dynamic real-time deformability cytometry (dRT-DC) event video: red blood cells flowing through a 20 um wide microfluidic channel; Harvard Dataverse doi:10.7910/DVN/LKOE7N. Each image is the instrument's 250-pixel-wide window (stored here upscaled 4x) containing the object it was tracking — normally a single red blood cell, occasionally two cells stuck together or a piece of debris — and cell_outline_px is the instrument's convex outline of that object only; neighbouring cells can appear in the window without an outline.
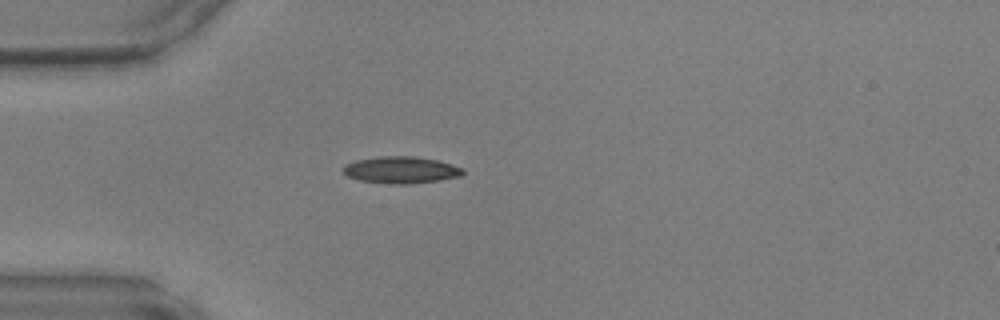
{"species": "common noctule bat (a hibernating species)", "species_latin": "Nyctalus noctula", "temperature_condition": "warm", "stored_images_in_passage": 35, "camera_frame_rate_fps": 3000, "um_per_image_px": 0.085, "animal": {"sex": "male", "body_mass_g": 17.9, "forearm_length_mm": 54.2}, "frame": {"image": 1, "passage_image": 1, "time_ms": 0.0, "image_size_px": [1000, 320], "cell_outline_px": [[464, 172], [460, 176], [440, 180], [408, 184], [392, 184], [360, 180], [348, 176], [340, 172], [340, 168], [344, 164], [356, 160], [380, 156], [412, 156], [436, 160], [452, 164], [464, 168]], "centroid_in_image_um": [34.04, 14.44], "position_along_channel_um": 51.0, "area_um2": 18.84}}
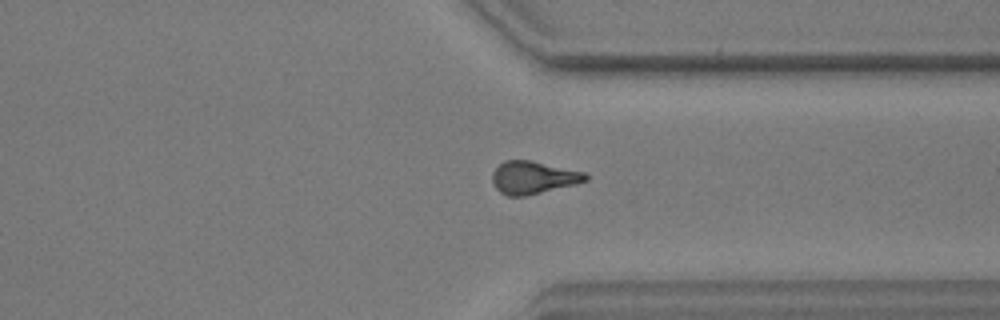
{"frame": {"image": 2, "passage_image": 24, "time_ms": 7.667, "image_size_px": [1000, 320], "cell_outline_px": [[588, 180], [576, 184], [524, 196], [508, 196], [500, 192], [492, 184], [492, 172], [504, 160], [528, 160], [584, 172], [588, 176]], "centroid_in_image_um": [45.29, 15.09], "position_along_channel_um": 366.1, "area_um2": 17.57}}
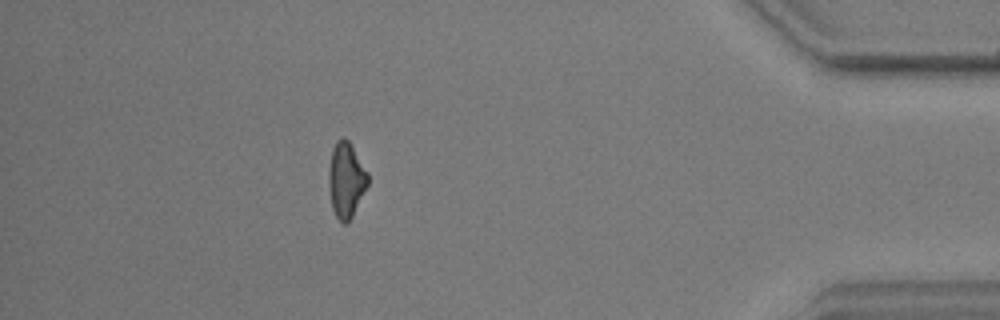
{"frame": {"image": 3, "passage_image": 30, "time_ms": 9.667, "image_size_px": [1000, 320], "cell_outline_px": [[368, 184], [348, 224], [344, 224], [336, 216], [332, 208], [328, 184], [328, 168], [332, 148], [336, 140], [344, 136], [348, 140], [368, 172]], "centroid_in_image_um": [29.4, 15.27], "position_along_channel_um": 405.8, "area_um2": 17.22}}